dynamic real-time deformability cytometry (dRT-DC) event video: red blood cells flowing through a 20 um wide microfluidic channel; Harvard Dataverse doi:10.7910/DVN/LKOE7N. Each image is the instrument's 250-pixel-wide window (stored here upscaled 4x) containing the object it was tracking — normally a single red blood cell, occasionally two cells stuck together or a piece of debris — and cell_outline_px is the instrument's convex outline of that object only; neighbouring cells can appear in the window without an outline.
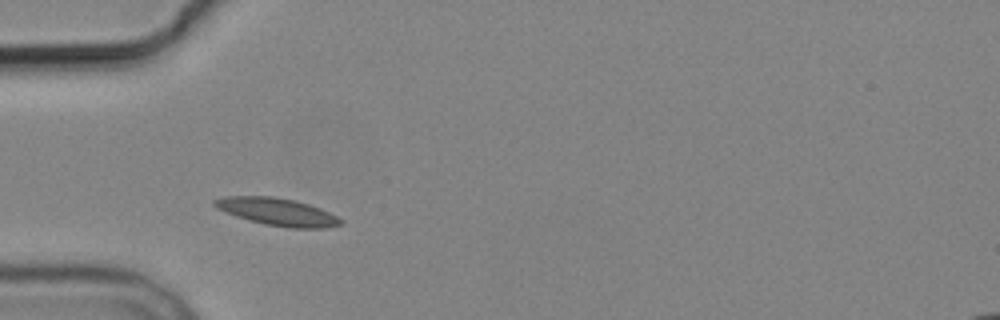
{"species": "common noctule bat (a hibernating species)", "species_latin": "Nyctalus noctula", "temperature_condition": "cold", "stored_images_in_passage": 3, "camera_frame_rate_fps": 3000, "um_per_image_px": 0.085, "animal": {"sex": "male", "body_mass_g": 19.2, "forearm_length_mm": 51.8}, "frame": {"image": 1, "passage_image": 2, "time_ms": 1.333, "image_size_px": [1000, 320], "cell_outline_px": [[344, 224], [324, 228], [288, 228], [264, 224], [236, 216], [216, 208], [212, 204], [212, 200], [224, 196], [272, 196], [296, 200], [320, 208], [344, 220]], "centroid_in_image_um": [23.58, 18.0], "position_along_channel_um": 61.4, "area_um2": 20.29}}
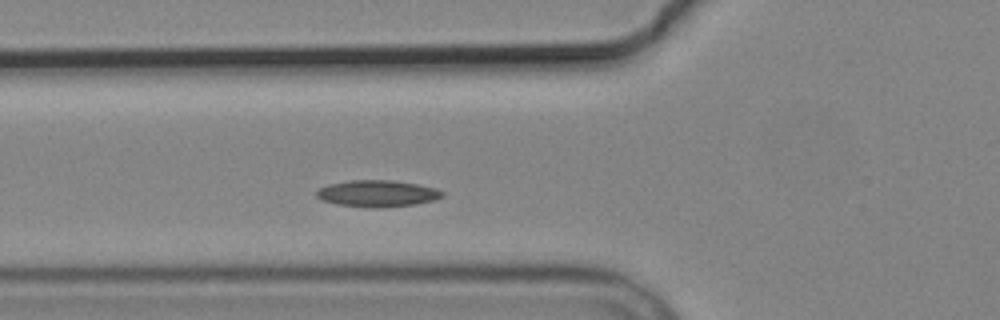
{"frame": {"image": 2, "passage_image": 3, "time_ms": 2.333, "image_size_px": [1000, 320], "cell_outline_px": [[444, 196], [432, 200], [416, 204], [380, 208], [336, 204], [320, 200], [316, 196], [316, 192], [320, 188], [328, 184], [348, 180], [392, 180], [420, 184], [436, 188], [444, 192]], "centroid_in_image_um": [32.08, 16.44], "position_along_channel_um": 93.7, "area_um2": 19.59}}